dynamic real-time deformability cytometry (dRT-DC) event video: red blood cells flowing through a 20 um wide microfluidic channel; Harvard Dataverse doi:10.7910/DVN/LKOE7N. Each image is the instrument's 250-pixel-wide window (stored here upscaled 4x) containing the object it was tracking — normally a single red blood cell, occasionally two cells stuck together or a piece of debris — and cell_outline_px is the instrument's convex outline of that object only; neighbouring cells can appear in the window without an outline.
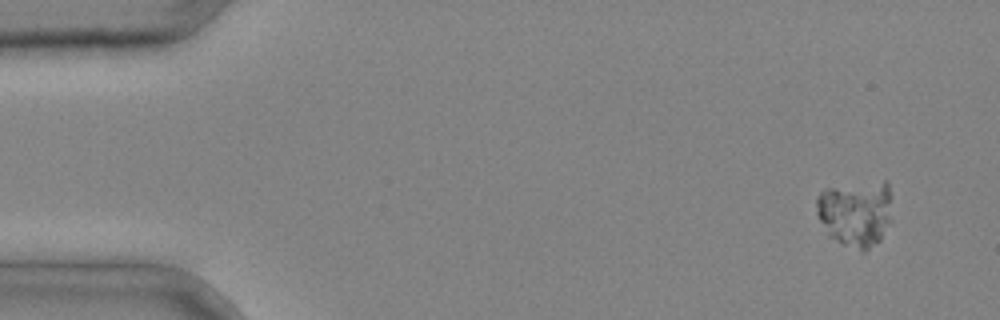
{"species": "common noctule bat (a hibernating species)", "species_latin": "Nyctalus noctula", "temperature_condition": "cold", "stored_images_in_passage": 3, "camera_frame_rate_fps": 3000, "um_per_image_px": 0.085, "animal": {"sex": "male", "body_mass_g": 20.4}, "frame": {"image": 1, "passage_image": 1, "time_ms": 0.0, "image_size_px": [1000, 320], "cell_outline_px": [[892, 220], [880, 240], [864, 252], [860, 252], [828, 236], [816, 212], [816, 196], [824, 188], [884, 180], [888, 180]], "centroid_in_image_um": [72.74, 18.12], "position_along_channel_um": 12.3, "area_um2": 29.65}}